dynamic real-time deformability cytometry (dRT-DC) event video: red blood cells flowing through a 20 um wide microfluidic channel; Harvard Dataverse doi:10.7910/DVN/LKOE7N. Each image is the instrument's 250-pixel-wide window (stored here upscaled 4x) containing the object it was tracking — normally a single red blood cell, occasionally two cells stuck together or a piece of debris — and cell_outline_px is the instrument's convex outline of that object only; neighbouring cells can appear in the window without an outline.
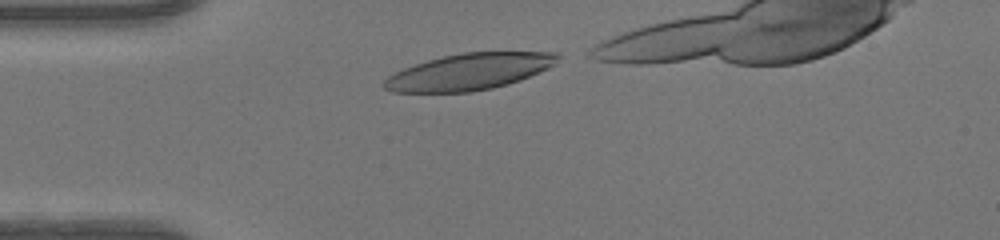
{"species": "human", "species_latin": "Homo sapiens", "temperature_condition": "warm", "stored_images_in_passage": 29, "camera_frame_rate_fps": 3000, "um_per_image_px": 0.085, "donor": {"sex": "female"}, "frame": {"image": 1, "passage_image": 1, "time_ms": 0.0, "image_size_px": [1000, 240], "cell_outline_px": [[560, 56], [556, 64], [548, 68], [520, 80], [508, 84], [492, 88], [472, 92], [392, 92], [384, 88], [380, 84], [388, 76], [404, 68], [428, 60], [444, 56], [464, 52], [560, 52]], "centroid_in_image_um": [39.89, 6.1], "position_along_channel_um": 45.1, "area_um2": 36.82}}
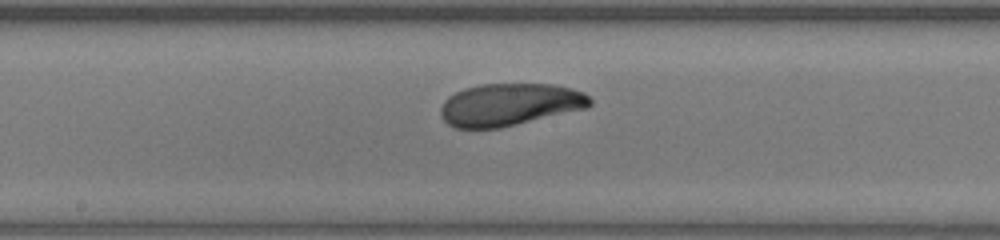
{"frame": {"image": 2, "passage_image": 14, "time_ms": 4.333, "image_size_px": [1000, 240], "cell_outline_px": [[592, 104], [588, 108], [500, 128], [456, 128], [448, 124], [440, 116], [440, 108], [444, 100], [448, 96], [464, 88], [480, 84], [552, 84], [584, 92], [592, 100]], "centroid_in_image_um": [43.3, 8.89], "position_along_channel_um": 204.9, "area_um2": 36.99}}
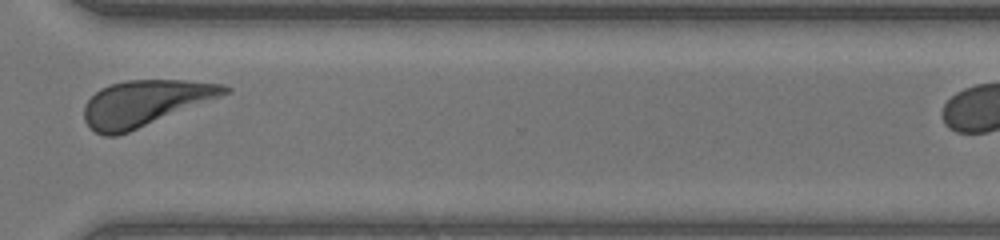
{"frame": {"image": 3, "passage_image": 25, "time_ms": 8.0, "image_size_px": [1000, 240], "cell_outline_px": [[232, 92], [128, 132], [116, 136], [104, 136], [96, 132], [84, 120], [84, 104], [100, 88], [112, 84], [128, 80], [184, 80], [224, 84], [232, 88]], "centroid_in_image_um": [12.34, 8.75], "position_along_channel_um": 358.3, "area_um2": 37.17}}